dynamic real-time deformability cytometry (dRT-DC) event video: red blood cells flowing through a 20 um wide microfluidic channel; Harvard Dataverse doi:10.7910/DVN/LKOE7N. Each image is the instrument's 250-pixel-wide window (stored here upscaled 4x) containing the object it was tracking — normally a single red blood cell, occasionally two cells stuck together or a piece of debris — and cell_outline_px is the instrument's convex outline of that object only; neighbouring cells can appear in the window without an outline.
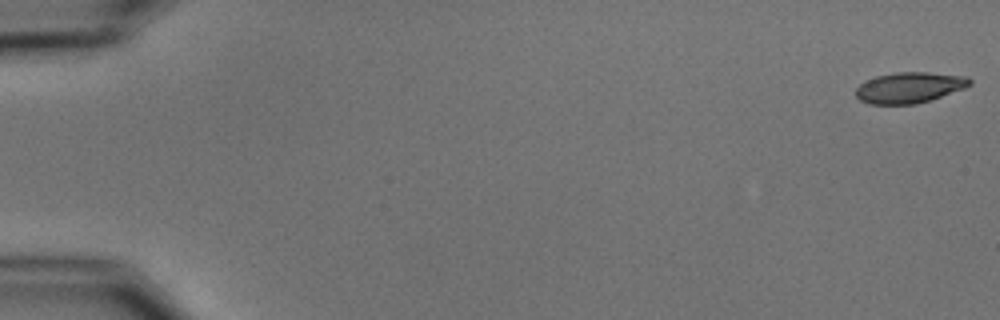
{"species": "common noctule bat (a hibernating species)", "species_latin": "Nyctalus noctula", "temperature_condition": "cold", "stored_images_in_passage": 55, "camera_frame_rate_fps": 3000, "um_per_image_px": 0.085, "animal": {"sex": "male", "body_mass_g": 15.6}, "frame": {"image": 1, "passage_image": 1, "time_ms": 0.0, "image_size_px": [1000, 320], "cell_outline_px": [[972, 84], [964, 88], [916, 104], [868, 104], [860, 100], [856, 96], [856, 88], [864, 80], [876, 76], [896, 72], [928, 72], [968, 76], [972, 80]], "centroid_in_image_um": [77.28, 7.43], "position_along_channel_um": 7.7, "area_um2": 20.46}}
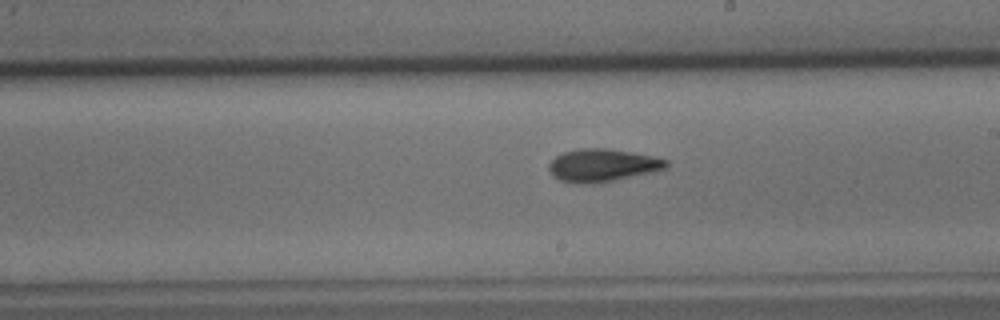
{"frame": {"image": 2, "passage_image": 32, "time_ms": 10.333, "image_size_px": [1000, 320], "cell_outline_px": [[668, 164], [664, 168], [652, 172], [596, 184], [576, 184], [560, 180], [552, 176], [548, 168], [548, 164], [556, 156], [564, 152], [580, 148], [604, 148], [652, 156], [668, 160]], "centroid_in_image_um": [51.15, 14.07], "position_along_channel_um": 237.9, "area_um2": 22.31}}
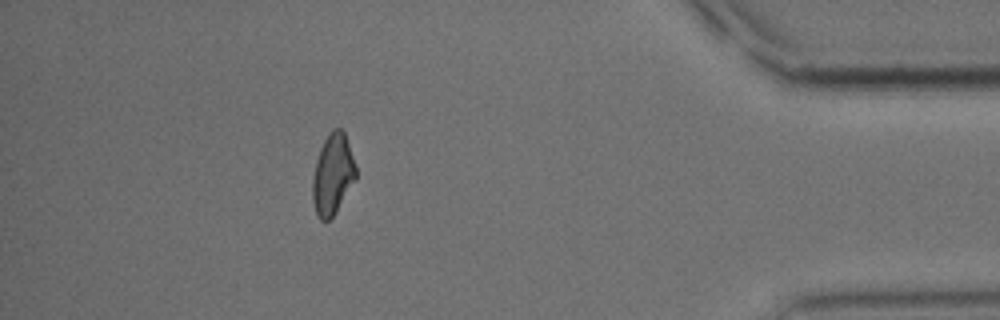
{"frame": {"image": 3, "passage_image": 49, "time_ms": 16.0, "image_size_px": [1000, 320], "cell_outline_px": [[356, 180], [336, 212], [328, 220], [320, 220], [316, 216], [312, 200], [312, 176], [316, 160], [320, 148], [328, 132], [332, 128], [340, 128], [344, 132], [356, 164]], "centroid_in_image_um": [28.27, 14.82], "position_along_channel_um": 406.9, "area_um2": 20.69}, "authors_computed_cell_mechanics": {"area_um2": 21.097, "velocity_mm_per_s": 3.7324, "shape_relaxation_time_tau1_ms": 6.1186, "shape_relaxation_time_tau2_ms": 3.2731, "deformation_change_tau1": 0.1467, "deformation_change_tau2": 0.0868}}